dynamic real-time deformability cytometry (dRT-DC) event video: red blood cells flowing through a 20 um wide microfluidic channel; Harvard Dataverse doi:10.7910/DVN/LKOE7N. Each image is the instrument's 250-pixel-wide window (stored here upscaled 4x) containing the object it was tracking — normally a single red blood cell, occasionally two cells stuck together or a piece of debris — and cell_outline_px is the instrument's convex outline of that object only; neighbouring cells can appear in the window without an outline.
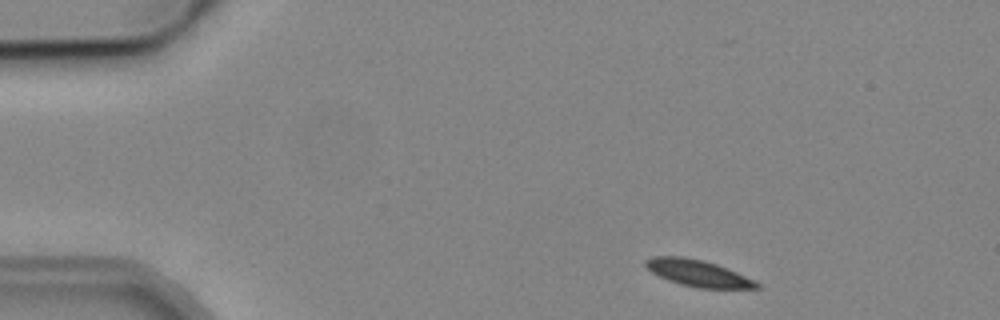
{"species": "common noctule bat (a hibernating species)", "species_latin": "Nyctalus noctula", "temperature_condition": "cold", "stored_images_in_passage": 47, "camera_frame_rate_fps": 3000, "um_per_image_px": 0.085, "animal": {"sex": "male", "body_mass_g": 19.2, "forearm_length_mm": 51.8}, "frame": {"image": 1, "passage_image": 2, "time_ms": 0.333, "image_size_px": [1000, 320], "cell_outline_px": [[760, 288], [700, 288], [680, 284], [660, 276], [652, 272], [644, 264], [644, 260], [652, 256], [680, 256], [700, 260], [716, 264], [736, 272], [760, 284]], "centroid_in_image_um": [59.29, 23.21], "position_along_channel_um": 25.7, "area_um2": 16.76}}
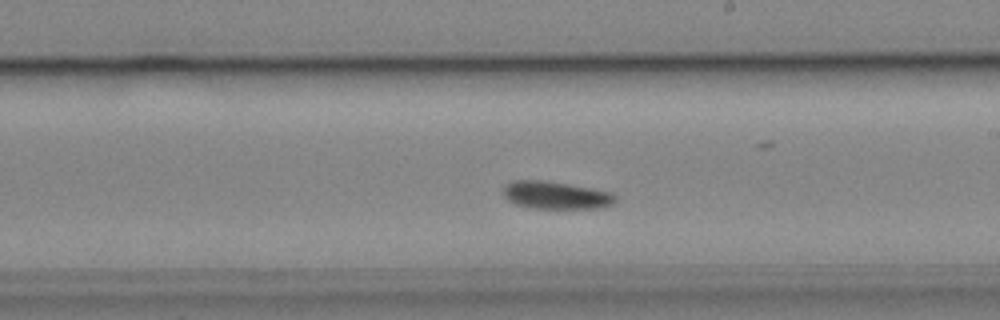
{"frame": {"image": 2, "passage_image": 25, "time_ms": 8.0, "image_size_px": [1000, 320], "cell_outline_px": [[616, 200], [612, 204], [604, 208], [532, 208], [516, 204], [508, 200], [504, 196], [504, 188], [512, 180], [544, 180], [568, 184], [612, 192], [616, 196]], "centroid_in_image_um": [47.27, 16.59], "position_along_channel_um": 241.7, "area_um2": 17.98}}
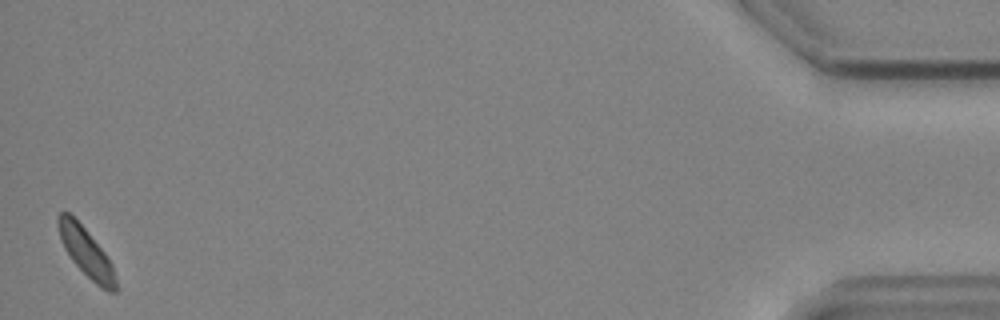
{"frame": {"image": 3, "passage_image": 47, "time_ms": 15.333, "image_size_px": [1000, 320], "cell_outline_px": [[120, 288], [116, 292], [108, 292], [100, 288], [72, 260], [64, 248], [60, 240], [56, 224], [56, 216], [60, 212], [68, 212], [84, 228], [104, 252], [112, 264]], "centroid_in_image_um": [7.34, 21.48], "position_along_channel_um": 427.9, "area_um2": 16.47}, "authors_computed_cell_mechanics": {"area_um2": 17.7446, "velocity_mm_per_s": 3.8081, "shape_relaxation_time_tau1_ms": 3.5193, "shape_relaxation_time_tau2_ms": null, "deformation_change_tau1": 0.0787, "deformation_change_tau2": null}}